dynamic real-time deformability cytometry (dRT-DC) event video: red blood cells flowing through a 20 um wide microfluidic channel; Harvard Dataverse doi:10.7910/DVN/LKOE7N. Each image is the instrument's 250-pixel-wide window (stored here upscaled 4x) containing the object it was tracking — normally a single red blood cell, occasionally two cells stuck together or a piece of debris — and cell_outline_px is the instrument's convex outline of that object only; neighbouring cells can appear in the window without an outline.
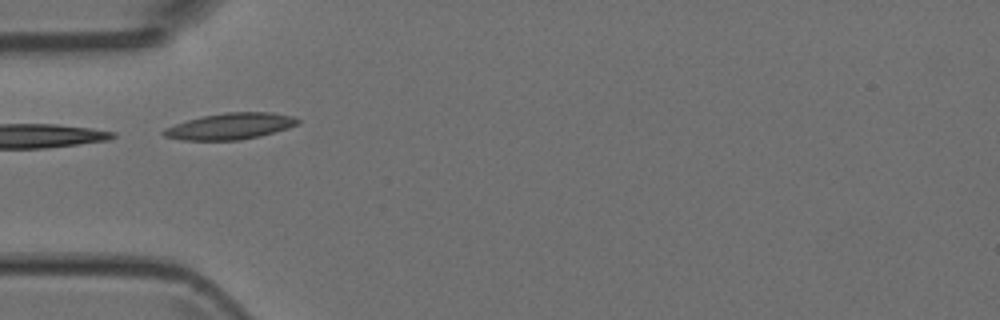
{"species": "Egyptian fruit bat (a non-hibernating species)", "species_latin": "Rousettus aegyptiacus", "temperature_condition": "room temperature", "stored_images_in_passage": 2, "camera_frame_rate_fps": 3000, "um_per_image_px": 0.085, "animal": {"sex": "female"}, "frame": {"image": 1, "passage_image": 1, "time_ms": 0.0, "image_size_px": [1000, 320], "cell_outline_px": [[300, 120], [296, 124], [288, 128], [260, 136], [236, 140], [180, 140], [164, 136], [160, 132], [164, 128], [188, 120], [204, 116], [224, 112], [272, 112], [292, 116]], "centroid_in_image_um": [19.55, 10.73], "position_along_channel_um": 65.5, "area_um2": 20.4}}
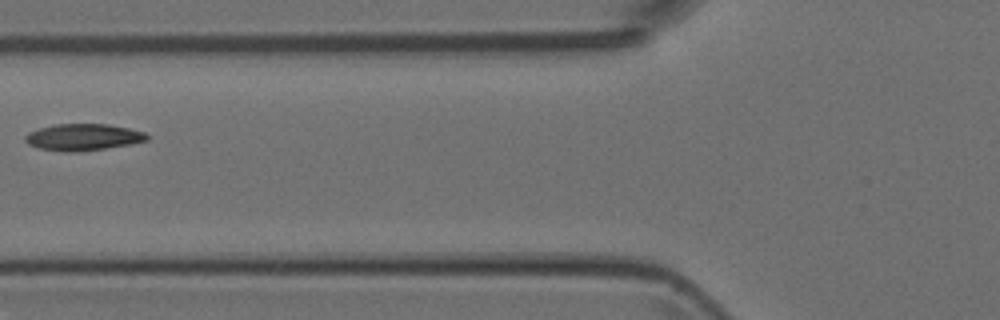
{"frame": {"image": 2, "passage_image": 2, "time_ms": 1.333, "image_size_px": [1000, 320], "cell_outline_px": [[148, 140], [132, 144], [76, 152], [68, 152], [40, 148], [28, 144], [24, 140], [24, 136], [28, 132], [40, 128], [56, 124], [108, 124], [128, 128], [144, 132], [148, 136]], "centroid_in_image_um": [7.05, 11.65], "position_along_channel_um": 118.7, "area_um2": 18.79}}